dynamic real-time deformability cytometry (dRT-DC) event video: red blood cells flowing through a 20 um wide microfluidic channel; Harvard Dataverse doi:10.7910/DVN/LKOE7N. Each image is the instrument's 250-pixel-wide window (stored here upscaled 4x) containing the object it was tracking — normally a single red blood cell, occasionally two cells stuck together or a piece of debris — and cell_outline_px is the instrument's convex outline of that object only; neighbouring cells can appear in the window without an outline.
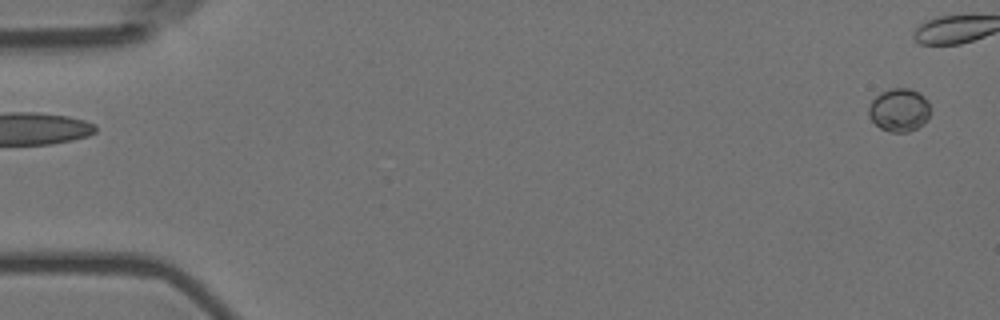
{"species": "Egyptian fruit bat (a non-hibernating species)", "species_latin": "Rousettus aegyptiacus", "temperature_condition": "room temperature", "stored_images_in_passage": 4, "camera_frame_rate_fps": 3000, "um_per_image_px": 0.085, "animal": {"sex": "female"}, "frame": {"image": 1, "passage_image": 4, "time_ms": 1.0, "image_size_px": [1000, 320], "cell_outline_px": [[928, 116], [916, 128], [908, 132], [888, 132], [880, 128], [868, 116], [868, 108], [872, 100], [880, 92], [892, 88], [908, 88], [924, 96], [928, 100]], "centroid_in_image_um": [76.38, 9.34], "position_along_channel_um": 8.6, "area_um2": 15.26}}